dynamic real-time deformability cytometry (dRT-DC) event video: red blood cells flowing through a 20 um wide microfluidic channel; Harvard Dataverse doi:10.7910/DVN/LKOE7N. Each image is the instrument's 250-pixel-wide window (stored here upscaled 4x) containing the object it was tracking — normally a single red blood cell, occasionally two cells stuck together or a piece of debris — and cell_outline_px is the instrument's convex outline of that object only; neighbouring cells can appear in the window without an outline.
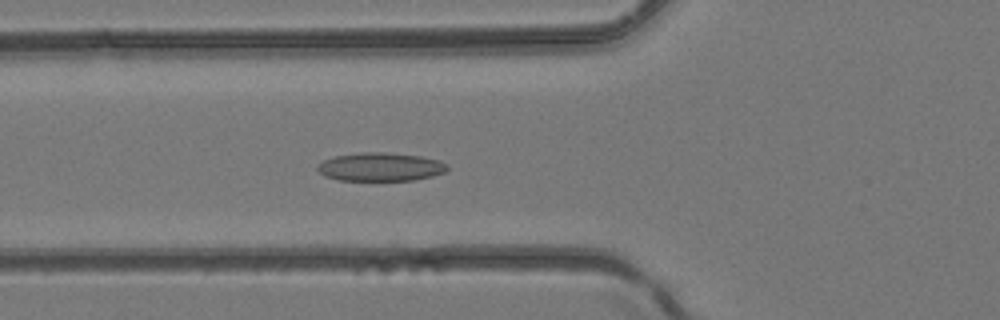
{"species": "common noctule bat (a hibernating species)", "species_latin": "Nyctalus noctula", "temperature_condition": "room temperature", "stored_images_in_passage": 29, "camera_frame_rate_fps": 3000, "um_per_image_px": 0.085, "animal": {"sex": "female", "body_mass_g": 24.6, "forearm_length_mm": 56.2}, "frame": {"image": 1, "passage_image": 9, "time_ms": 2.667, "image_size_px": [1000, 320], "cell_outline_px": [[448, 168], [444, 172], [432, 176], [412, 180], [340, 180], [324, 176], [316, 168], [324, 160], [336, 156], [360, 152], [384, 152], [420, 156], [440, 160], [448, 164]], "centroid_in_image_um": [32.36, 14.18], "position_along_channel_um": 93.4, "area_um2": 21.39}}
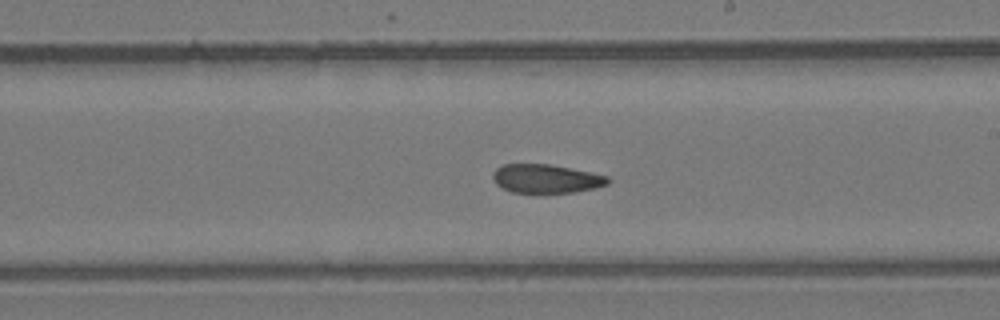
{"frame": {"image": 2, "passage_image": 18, "time_ms": 5.667, "image_size_px": [1000, 320], "cell_outline_px": [[612, 180], [608, 184], [592, 188], [572, 192], [512, 192], [496, 184], [492, 176], [492, 172], [496, 168], [504, 164], [548, 164], [608, 176]], "centroid_in_image_um": [46.39, 15.18], "position_along_channel_um": 242.6, "area_um2": 18.9}}
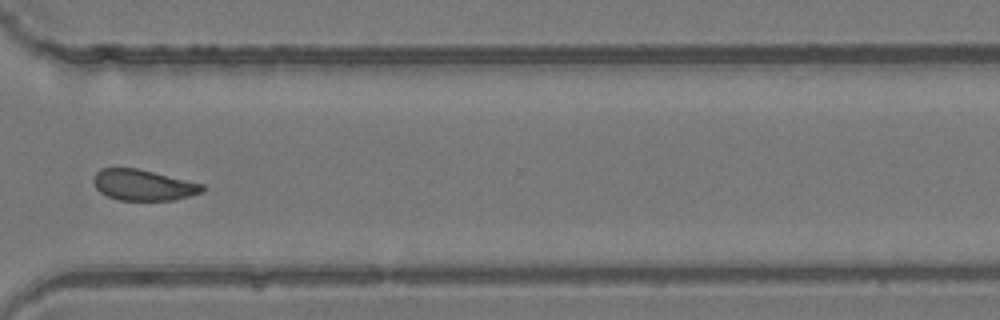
{"frame": {"image": 3, "passage_image": 25, "time_ms": 8.0, "image_size_px": [1000, 320], "cell_outline_px": [[204, 192], [176, 200], [120, 200], [108, 196], [100, 192], [96, 188], [92, 180], [96, 172], [100, 168], [136, 168], [204, 184]], "centroid_in_image_um": [12.18, 15.73], "position_along_channel_um": 358.4, "area_um2": 19.59}}